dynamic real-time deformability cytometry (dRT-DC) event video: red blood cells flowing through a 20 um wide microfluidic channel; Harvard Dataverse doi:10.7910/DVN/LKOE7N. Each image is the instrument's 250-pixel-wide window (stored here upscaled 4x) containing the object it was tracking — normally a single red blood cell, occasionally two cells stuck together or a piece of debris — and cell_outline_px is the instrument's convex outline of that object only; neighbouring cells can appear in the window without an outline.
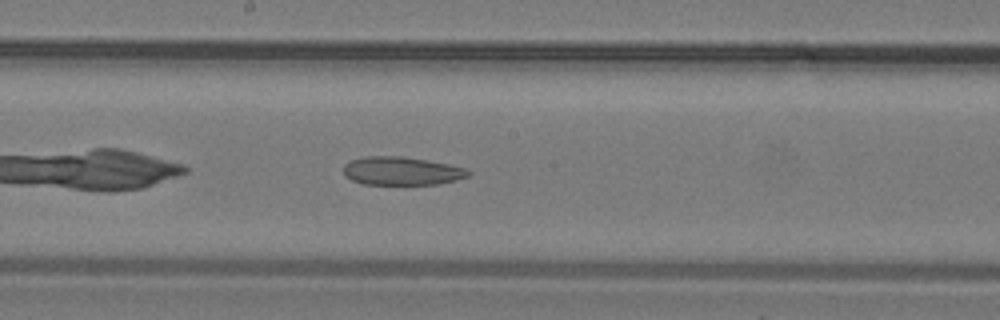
{"species": "common noctule bat (a hibernating species)", "species_latin": "Nyctalus noctula", "temperature_condition": "warm", "stored_images_in_passage": 15, "camera_frame_rate_fps": 3000, "um_per_image_px": 0.085, "animal": {"sex": "male", "body_mass_g": 19.2, "forearm_length_mm": 51.8}, "frame": {"image": 1, "passage_image": 11, "time_ms": 3.333, "image_size_px": [1000, 320], "cell_outline_px": [[472, 172], [468, 176], [456, 180], [436, 184], [364, 184], [352, 180], [344, 176], [344, 164], [352, 160], [368, 156], [404, 156], [428, 160], [468, 168]], "centroid_in_image_um": [34.16, 14.53], "position_along_channel_um": 214.0, "area_um2": 20.63}}
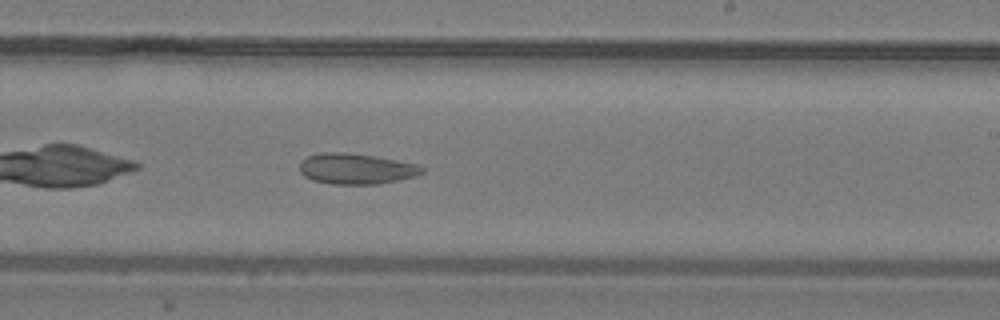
{"frame": {"image": 2, "passage_image": 13, "time_ms": 4.0, "image_size_px": [1000, 320], "cell_outline_px": [[424, 172], [416, 176], [376, 184], [332, 184], [312, 180], [304, 176], [300, 172], [300, 164], [308, 156], [324, 152], [340, 152], [372, 156], [416, 164], [424, 168]], "centroid_in_image_um": [30.25, 14.35], "position_along_channel_um": 258.7, "area_um2": 21.5}}
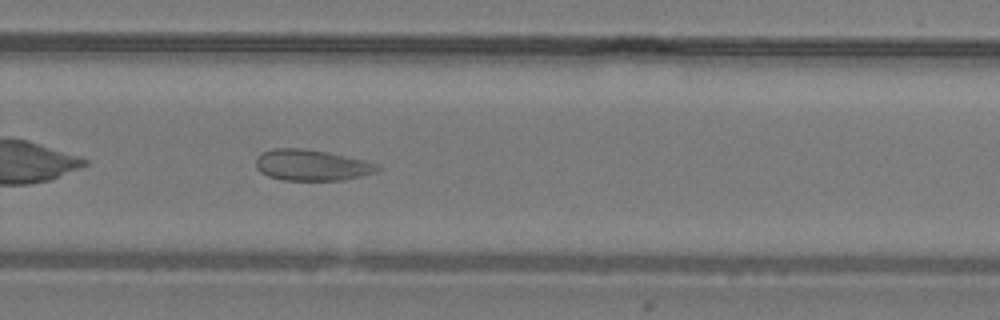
{"frame": {"image": 3, "passage_image": 15, "time_ms": 4.667, "image_size_px": [1000, 320], "cell_outline_px": [[380, 168], [376, 172], [344, 180], [284, 180], [268, 176], [260, 172], [256, 168], [256, 156], [260, 152], [272, 148], [304, 148], [328, 152], [364, 160], [380, 164]], "centroid_in_image_um": [26.46, 14.02], "position_along_channel_um": 303.3, "area_um2": 22.2}}